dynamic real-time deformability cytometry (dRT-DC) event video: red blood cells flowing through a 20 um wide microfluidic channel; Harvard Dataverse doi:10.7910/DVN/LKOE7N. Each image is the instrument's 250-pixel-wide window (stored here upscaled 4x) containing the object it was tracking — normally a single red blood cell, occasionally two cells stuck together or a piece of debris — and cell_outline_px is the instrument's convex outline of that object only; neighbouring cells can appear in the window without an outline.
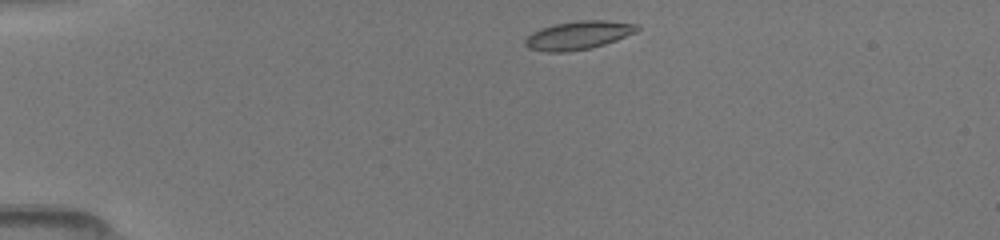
{"species": "common noctule bat (a hibernating species)", "species_latin": "Nyctalus noctula", "temperature_condition": "room temperature", "stored_images_in_passage": 55, "camera_frame_rate_fps": 3000, "um_per_image_px": 0.085, "animal": {"sex": "female", "body_mass_g": 19.5, "forearm_length_mm": 54.1}, "frame": {"image": 1, "passage_image": 1, "time_ms": 0.0, "image_size_px": [1000, 240], "cell_outline_px": [[640, 28], [636, 32], [616, 40], [592, 48], [568, 52], [544, 52], [528, 48], [524, 44], [524, 40], [532, 32], [540, 28], [556, 24], [580, 20], [608, 20], [636, 24]], "centroid_in_image_um": [49.14, 3.0], "position_along_channel_um": 35.9, "area_um2": 18.61}}
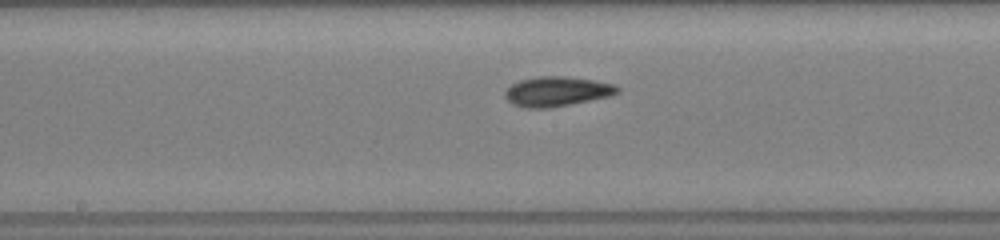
{"frame": {"image": 2, "passage_image": 23, "time_ms": 5.333, "image_size_px": [1000, 240], "cell_outline_px": [[620, 92], [612, 96], [548, 108], [528, 108], [512, 104], [504, 96], [504, 92], [512, 84], [520, 80], [540, 76], [564, 76], [592, 80], [616, 84], [620, 88]], "centroid_in_image_um": [47.36, 7.77], "position_along_channel_um": 200.8, "area_um2": 19.48}}
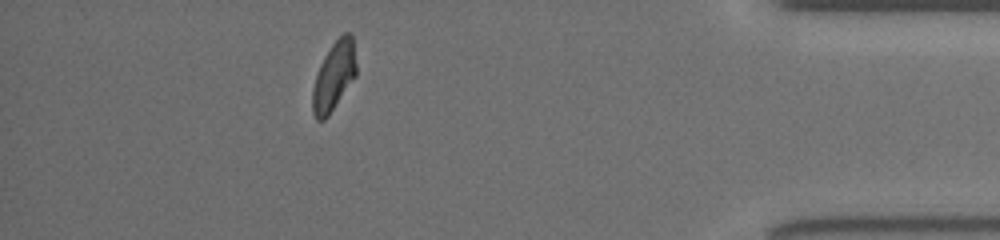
{"frame": {"image": 3, "passage_image": 48, "time_ms": 11.333, "image_size_px": [1000, 240], "cell_outline_px": [[356, 76], [328, 116], [324, 120], [316, 120], [312, 112], [312, 88], [320, 64], [324, 56], [332, 44], [344, 32], [352, 32], [356, 64]], "centroid_in_image_um": [28.38, 6.47], "position_along_channel_um": 406.8, "area_um2": 17.57}}